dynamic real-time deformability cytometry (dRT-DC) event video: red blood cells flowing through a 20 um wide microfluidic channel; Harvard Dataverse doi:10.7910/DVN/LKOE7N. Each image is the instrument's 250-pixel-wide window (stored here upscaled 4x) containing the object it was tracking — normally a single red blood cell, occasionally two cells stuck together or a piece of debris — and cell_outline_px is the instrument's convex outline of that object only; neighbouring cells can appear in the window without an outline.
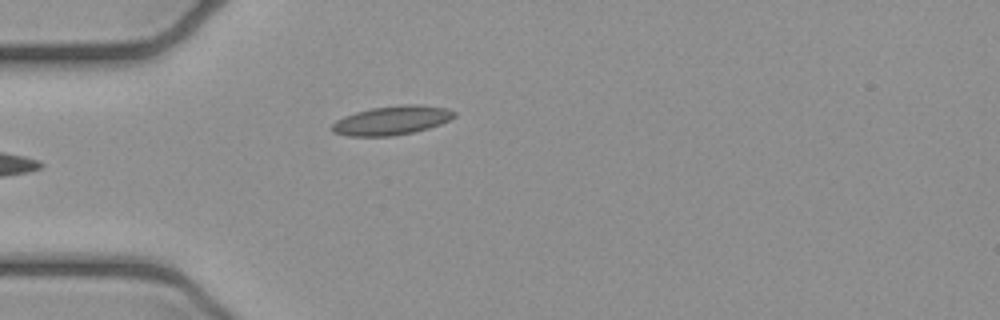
{"species": "common noctule bat (a hibernating species)", "species_latin": "Nyctalus noctula", "temperature_condition": "cold", "stored_images_in_passage": 5, "camera_frame_rate_fps": 3000, "um_per_image_px": 0.085, "animal": {"sex": "female", "body_mass_g": 21.9}, "frame": {"image": 1, "passage_image": 5, "time_ms": 1.333, "image_size_px": [1000, 320], "cell_outline_px": [[456, 116], [440, 124], [428, 128], [412, 132], [392, 136], [348, 136], [332, 132], [328, 128], [336, 120], [344, 116], [356, 112], [372, 108], [404, 104], [420, 104], [448, 108], [456, 112]], "centroid_in_image_um": [33.28, 10.23], "position_along_channel_um": 51.7, "area_um2": 20.75}}